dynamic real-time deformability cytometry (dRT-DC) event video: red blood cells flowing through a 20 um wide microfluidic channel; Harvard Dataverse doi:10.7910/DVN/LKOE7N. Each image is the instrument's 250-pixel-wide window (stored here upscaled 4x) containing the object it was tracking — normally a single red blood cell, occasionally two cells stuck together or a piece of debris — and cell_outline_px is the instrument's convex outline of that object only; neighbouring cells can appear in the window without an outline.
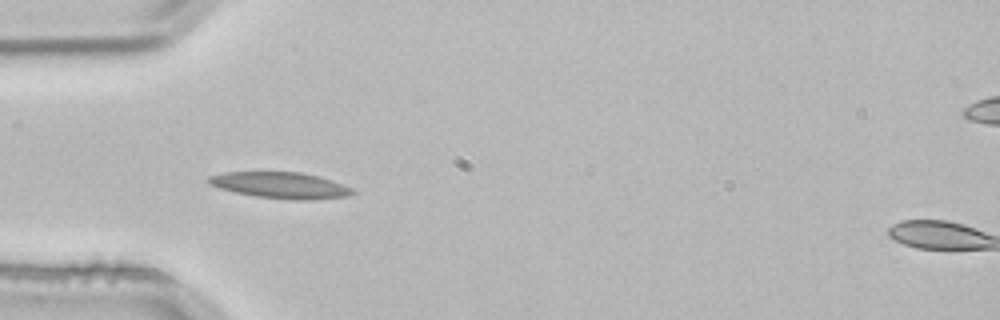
{"species": "common noctule bat (a hibernating species)", "species_latin": "Nyctalus noctula", "temperature_condition": "room temperature", "stored_images_in_passage": 4, "camera_frame_rate_fps": 3000, "um_per_image_px": 0.085, "animal": {"sex": "male", "body_mass_g": 21.5, "forearm_length_mm": 52.0}, "frame": {"image": 1, "passage_image": 4, "time_ms": 1.0, "image_size_px": [1000, 320], "cell_outline_px": [[356, 192], [348, 196], [308, 200], [292, 200], [256, 196], [236, 192], [220, 188], [204, 180], [208, 176], [224, 172], [300, 172], [316, 176], [352, 188]], "centroid_in_image_um": [23.8, 15.75], "position_along_channel_um": 61.2, "area_um2": 21.68}}